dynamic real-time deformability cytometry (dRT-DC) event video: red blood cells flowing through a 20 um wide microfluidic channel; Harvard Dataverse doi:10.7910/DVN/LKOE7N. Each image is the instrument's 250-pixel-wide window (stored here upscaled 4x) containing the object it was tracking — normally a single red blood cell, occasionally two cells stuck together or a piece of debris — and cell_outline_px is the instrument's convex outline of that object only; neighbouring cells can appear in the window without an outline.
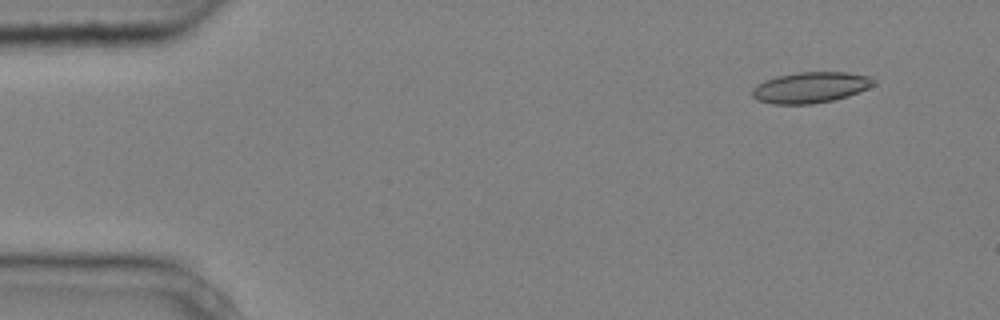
{"species": "common noctule bat (a hibernating species)", "species_latin": "Nyctalus noctula", "temperature_condition": "cold", "stored_images_in_passage": 4, "camera_frame_rate_fps": 3000, "um_per_image_px": 0.085, "animal": {"sex": "male", "body_mass_g": 20.4}, "frame": {"image": 1, "passage_image": 1, "time_ms": 0.0, "image_size_px": [1000, 320], "cell_outline_px": [[876, 84], [868, 88], [848, 96], [832, 100], [812, 104], [772, 104], [756, 100], [752, 96], [752, 88], [756, 84], [764, 80], [776, 76], [800, 72], [848, 72], [872, 76], [876, 80]], "centroid_in_image_um": [68.9, 7.43], "position_along_channel_um": 16.1, "area_um2": 22.14}}